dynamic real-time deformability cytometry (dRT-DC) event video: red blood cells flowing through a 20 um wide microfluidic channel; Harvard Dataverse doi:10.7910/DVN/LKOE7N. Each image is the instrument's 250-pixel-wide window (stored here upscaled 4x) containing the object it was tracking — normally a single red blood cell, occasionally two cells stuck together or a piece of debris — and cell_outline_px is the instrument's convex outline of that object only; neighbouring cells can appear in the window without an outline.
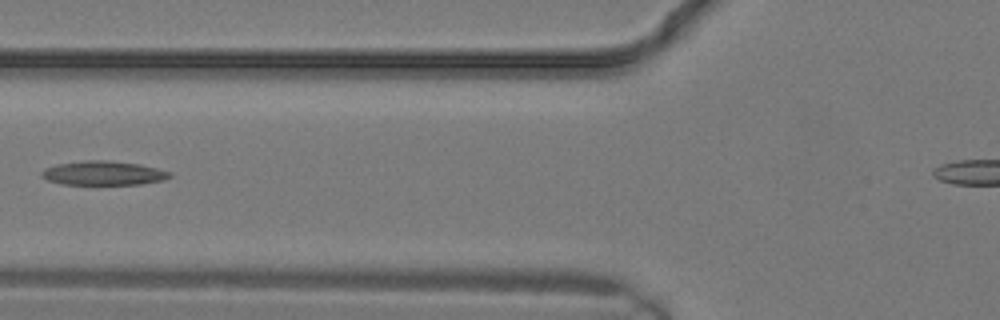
{"species": "common noctule bat (a hibernating species)", "species_latin": "Nyctalus noctula", "temperature_condition": "warm", "stored_images_in_passage": 15, "camera_frame_rate_fps": 3000, "um_per_image_px": 0.085, "animal": {"sex": "male", "body_mass_g": 19.2, "forearm_length_mm": 51.8}, "frame": {"image": 1, "passage_image": 11, "time_ms": 3.333, "image_size_px": [1000, 320], "cell_outline_px": [[172, 176], [164, 180], [140, 184], [64, 184], [48, 180], [40, 176], [40, 172], [44, 168], [56, 164], [88, 160], [108, 160], [140, 164], [172, 172]], "centroid_in_image_um": [8.79, 14.71], "position_along_channel_um": 117.0, "area_um2": 18.03}}
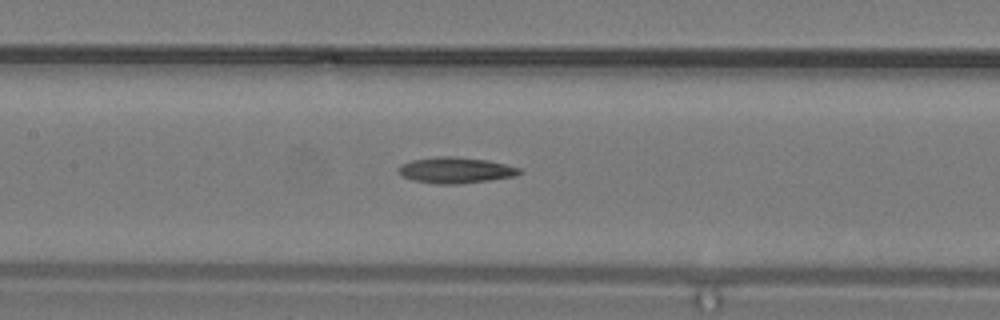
{"frame": {"image": 2, "passage_image": 13, "time_ms": 4.0, "image_size_px": [1000, 320], "cell_outline_px": [[524, 172], [516, 176], [488, 180], [456, 184], [436, 184], [412, 180], [396, 172], [396, 168], [400, 164], [412, 160], [440, 156], [452, 156], [488, 160], [520, 168]], "centroid_in_image_um": [38.7, 14.46], "position_along_channel_um": 168.7, "area_um2": 18.38}}
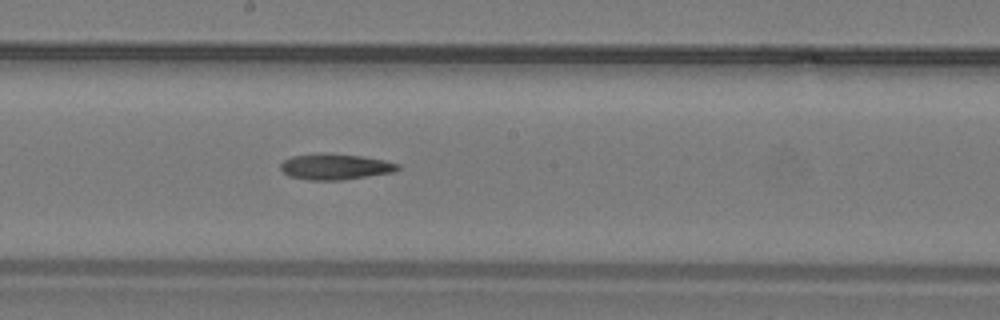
{"frame": {"image": 3, "passage_image": 15, "time_ms": 4.667, "image_size_px": [1000, 320], "cell_outline_px": [[400, 168], [396, 172], [344, 180], [308, 180], [288, 176], [280, 168], [280, 164], [284, 160], [292, 156], [364, 156], [384, 160], [400, 164]], "centroid_in_image_um": [28.57, 14.23], "position_along_channel_um": 219.6, "area_um2": 16.99}}